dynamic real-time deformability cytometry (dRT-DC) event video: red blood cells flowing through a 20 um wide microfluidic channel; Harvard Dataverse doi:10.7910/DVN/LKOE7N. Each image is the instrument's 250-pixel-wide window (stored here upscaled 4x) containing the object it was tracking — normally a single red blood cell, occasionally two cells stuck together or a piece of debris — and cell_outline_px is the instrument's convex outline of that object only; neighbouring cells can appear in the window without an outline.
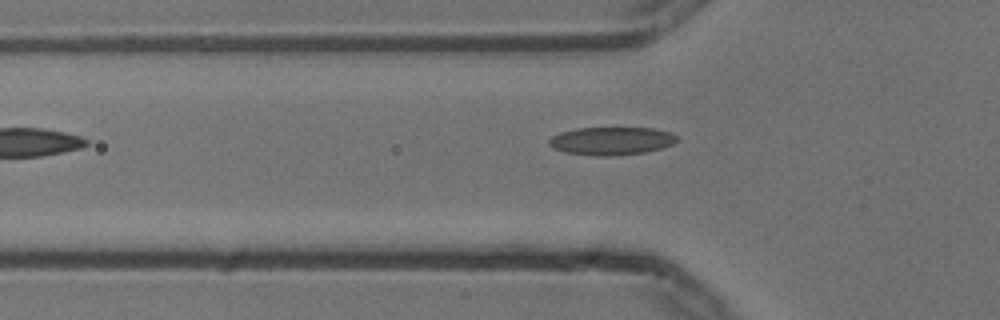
{"species": "common noctule bat (a hibernating species)", "species_latin": "Nyctalus noctula", "temperature_condition": "cold", "stored_images_in_passage": 35, "camera_frame_rate_fps": 3000, "um_per_image_px": 0.085, "animal": {"sex": "male", "body_mass_g": 13.3}, "frame": {"image": 1, "passage_image": 2, "time_ms": 0.333, "image_size_px": [1000, 320], "cell_outline_px": [[676, 140], [672, 144], [660, 148], [644, 152], [612, 156], [592, 156], [564, 152], [548, 144], [548, 140], [552, 136], [560, 132], [576, 128], [652, 128], [672, 132], [676, 136]], "centroid_in_image_um": [51.94, 11.98], "position_along_channel_um": 73.9, "area_um2": 20.81}}
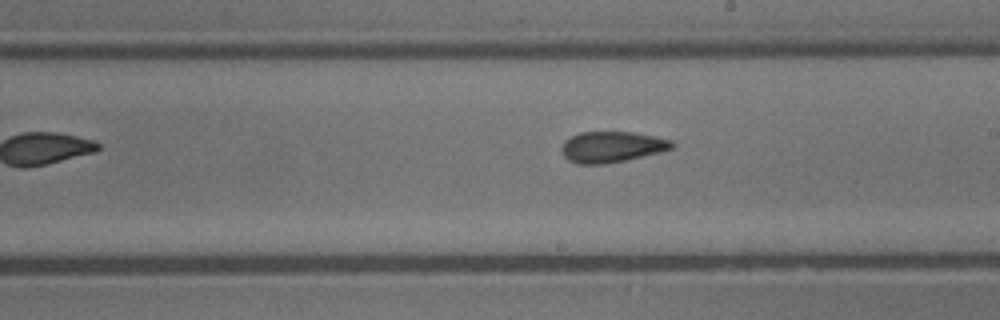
{"frame": {"image": 2, "passage_image": 15, "time_ms": 4.667, "image_size_px": [1000, 320], "cell_outline_px": [[676, 144], [672, 148], [660, 152], [624, 160], [604, 164], [576, 164], [568, 160], [564, 156], [560, 148], [564, 140], [580, 132], [632, 132], [656, 136], [672, 140]], "centroid_in_image_um": [51.99, 12.48], "position_along_channel_um": 237.0, "area_um2": 19.94}}
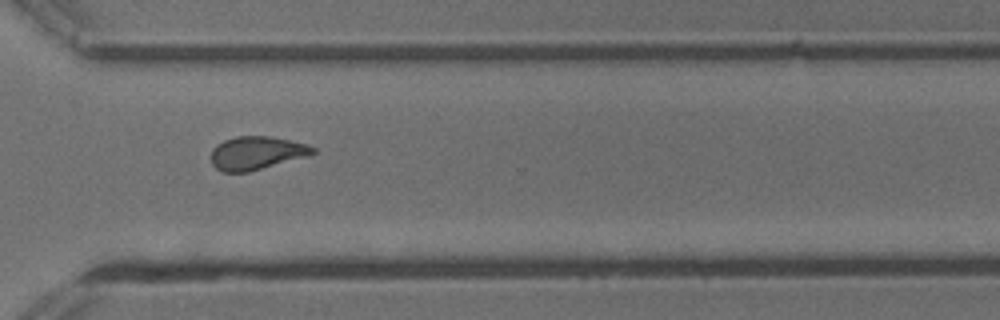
{"frame": {"image": 3, "passage_image": 24, "time_ms": 7.667, "image_size_px": [1000, 320], "cell_outline_px": [[316, 152], [304, 156], [248, 172], [224, 172], [216, 168], [212, 164], [212, 148], [216, 144], [224, 140], [236, 136], [272, 136], [304, 144], [316, 148]], "centroid_in_image_um": [21.74, 12.99], "position_along_channel_um": 348.9, "area_um2": 19.36}}